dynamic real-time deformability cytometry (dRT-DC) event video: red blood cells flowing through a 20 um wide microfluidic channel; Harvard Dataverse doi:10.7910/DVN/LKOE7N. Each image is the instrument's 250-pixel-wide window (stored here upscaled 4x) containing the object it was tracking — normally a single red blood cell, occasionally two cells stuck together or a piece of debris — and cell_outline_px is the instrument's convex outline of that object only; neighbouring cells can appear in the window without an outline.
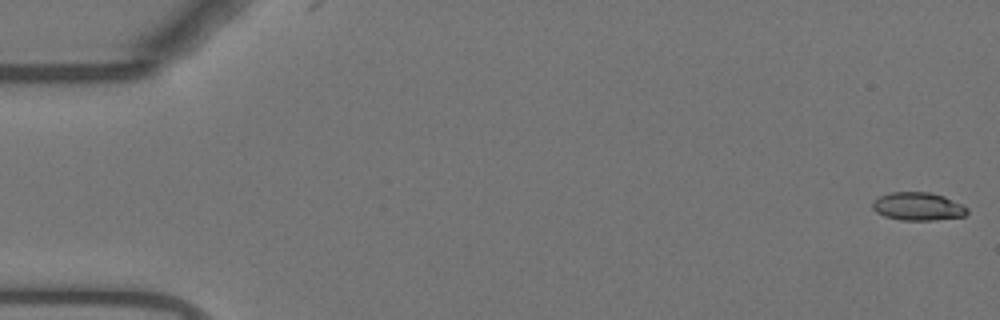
{"species": "Egyptian fruit bat (a non-hibernating species)", "species_latin": "Rousettus aegyptiacus", "temperature_condition": "warm", "stored_images_in_passage": 11, "camera_frame_rate_fps": 3000, "um_per_image_px": 0.085, "animal": {"sex": "female"}, "frame": {"image": 1, "passage_image": 1, "time_ms": 0.0, "image_size_px": [1000, 320], "cell_outline_px": [[968, 212], [964, 216], [936, 220], [900, 220], [884, 216], [876, 212], [872, 208], [872, 200], [880, 196], [892, 192], [928, 192], [944, 196], [968, 208]], "centroid_in_image_um": [78.0, 17.55], "position_along_channel_um": 7.0, "area_um2": 15.49}}